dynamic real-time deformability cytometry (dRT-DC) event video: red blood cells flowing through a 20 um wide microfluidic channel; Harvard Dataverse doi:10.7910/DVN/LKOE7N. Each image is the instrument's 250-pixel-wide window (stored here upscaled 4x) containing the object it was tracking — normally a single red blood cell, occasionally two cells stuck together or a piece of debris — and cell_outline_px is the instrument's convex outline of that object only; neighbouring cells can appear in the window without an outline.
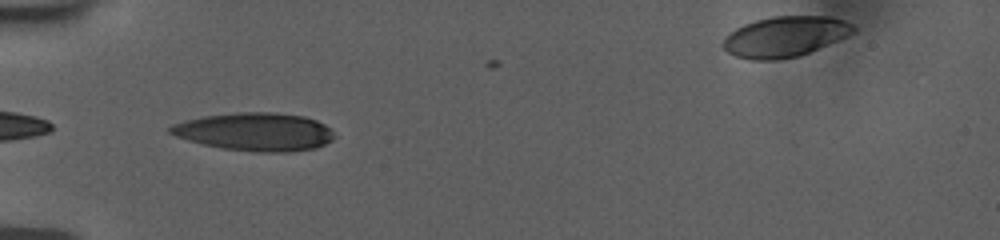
{"species": "human", "species_latin": "Homo sapiens", "temperature_condition": "room temperature", "stored_images_in_passage": 35, "camera_frame_rate_fps": 3000, "um_per_image_px": 0.085, "donor": {"sex": "female"}, "frame": {"image": 1, "passage_image": 1, "time_ms": 0.0, "image_size_px": [1000, 240], "cell_outline_px": [[336, 136], [332, 140], [316, 148], [288, 152], [256, 152], [220, 148], [188, 140], [176, 136], [168, 132], [168, 128], [172, 124], [184, 120], [204, 116], [236, 112], [276, 112], [304, 116], [316, 120], [332, 128]], "centroid_in_image_um": [21.7, 11.2], "position_along_channel_um": 63.3, "area_um2": 36.7}}
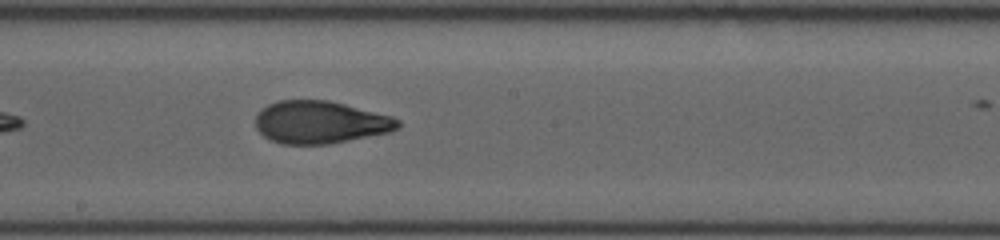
{"frame": {"image": 2, "passage_image": 14, "time_ms": 4.333, "image_size_px": [1000, 240], "cell_outline_px": [[400, 128], [388, 132], [328, 144], [280, 144], [264, 136], [256, 128], [256, 116], [268, 104], [280, 100], [328, 100], [392, 116], [400, 120]], "centroid_in_image_um": [27.22, 10.39], "position_along_channel_um": 221.0, "area_um2": 35.03}}
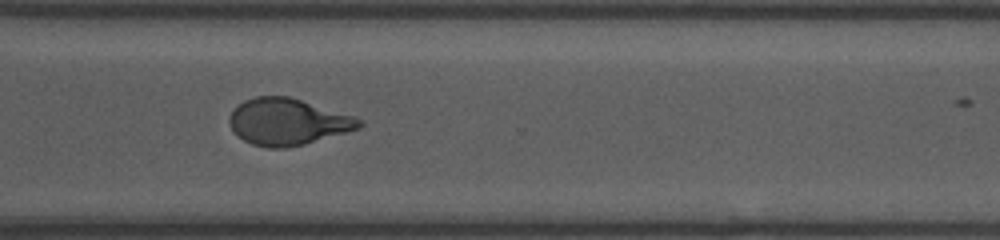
{"frame": {"image": 3, "passage_image": 24, "time_ms": 7.667, "image_size_px": [1000, 240], "cell_outline_px": [[364, 124], [360, 128], [304, 144], [284, 148], [268, 148], [252, 144], [236, 136], [228, 120], [232, 112], [244, 100], [256, 96], [288, 96], [356, 116], [364, 120]], "centroid_in_image_um": [24.48, 10.35], "position_along_channel_um": 346.1, "area_um2": 35.2}, "authors_computed_cell_mechanics": {"area_um2": 35.9516, "velocity_mm_per_s": 3.7713, "shape_relaxation_time_tau1_ms": 6.3535, "shape_relaxation_time_tau2_ms": 1.2473, "deformation_change_tau1": 0.2286, "deformation_change_tau2": 0.0762}}